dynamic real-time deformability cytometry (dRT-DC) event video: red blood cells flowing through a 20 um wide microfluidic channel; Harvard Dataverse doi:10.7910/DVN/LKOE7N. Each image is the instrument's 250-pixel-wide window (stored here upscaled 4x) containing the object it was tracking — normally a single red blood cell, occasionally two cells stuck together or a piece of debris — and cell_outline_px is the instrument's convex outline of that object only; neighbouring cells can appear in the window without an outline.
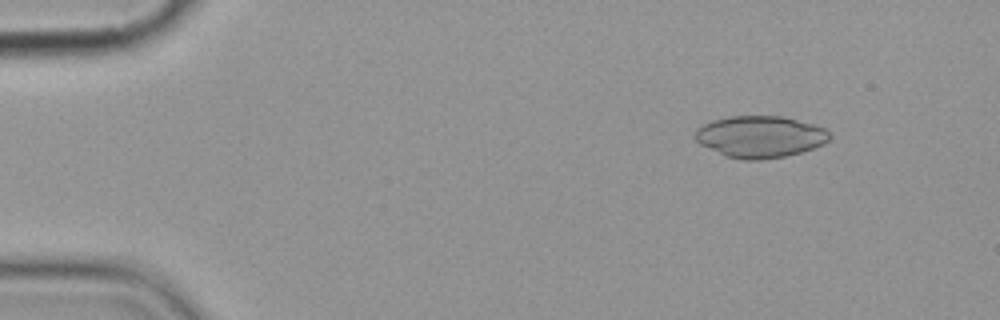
{"species": "common noctule bat (a hibernating species)", "species_latin": "Nyctalus noctula", "temperature_condition": "cold", "stored_images_in_passage": 5, "camera_frame_rate_fps": 3000, "um_per_image_px": 0.085, "animal": {"sex": "female", "body_mass_g": 19.9}, "frame": {"image": 1, "passage_image": 2, "time_ms": 1.333, "image_size_px": [1000, 320], "cell_outline_px": [[832, 136], [824, 144], [800, 152], [784, 156], [760, 160], [744, 160], [724, 156], [700, 144], [692, 136], [696, 128], [712, 120], [728, 116], [784, 116], [812, 124], [824, 128]], "centroid_in_image_um": [64.56, 11.62], "position_along_channel_um": 20.4, "area_um2": 32.83}}